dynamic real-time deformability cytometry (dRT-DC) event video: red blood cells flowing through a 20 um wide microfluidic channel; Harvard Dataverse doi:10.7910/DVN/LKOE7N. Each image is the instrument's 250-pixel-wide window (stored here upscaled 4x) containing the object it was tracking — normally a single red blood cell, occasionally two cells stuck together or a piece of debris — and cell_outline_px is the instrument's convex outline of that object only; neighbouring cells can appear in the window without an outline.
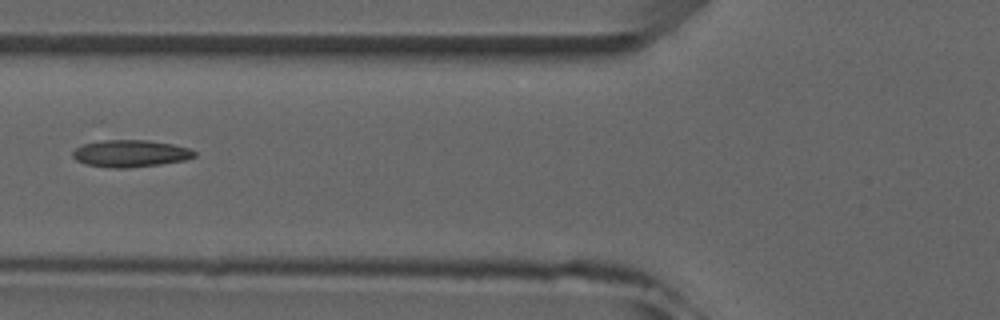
{"species": "common noctule bat (a hibernating species)", "species_latin": "Nyctalus noctula", "temperature_condition": "room temperature", "stored_images_in_passage": 6, "camera_frame_rate_fps": 3000, "um_per_image_px": 0.085, "animal": {"sex": "male", "forearm_length_mm": 52.5}, "frame": {"image": 1, "passage_image": 6, "time_ms": 5.667, "image_size_px": [1000, 320], "cell_outline_px": [[196, 156], [184, 160], [160, 164], [128, 168], [112, 168], [88, 164], [76, 160], [72, 156], [72, 152], [76, 148], [84, 144], [104, 140], [148, 140], [172, 144], [188, 148], [196, 152]], "centroid_in_image_um": [11.09, 13.04], "position_along_channel_um": 114.7, "area_um2": 19.02}}